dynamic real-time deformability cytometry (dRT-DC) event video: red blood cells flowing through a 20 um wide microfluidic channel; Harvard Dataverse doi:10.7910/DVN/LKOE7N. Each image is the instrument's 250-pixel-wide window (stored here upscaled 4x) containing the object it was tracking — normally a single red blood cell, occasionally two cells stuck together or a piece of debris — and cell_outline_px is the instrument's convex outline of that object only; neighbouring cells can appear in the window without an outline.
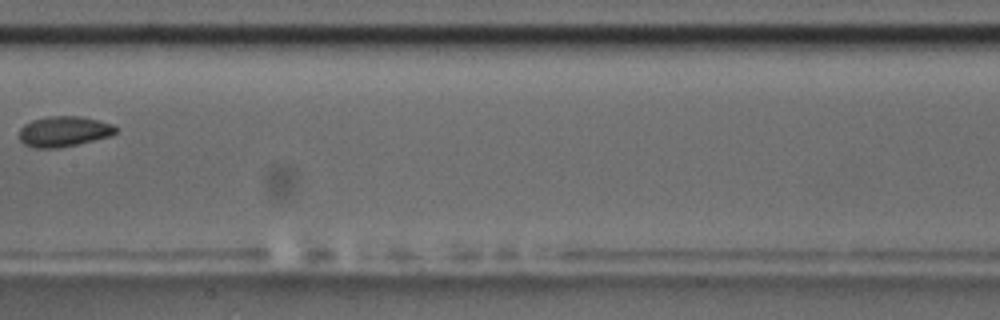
{"species": "common noctule bat (a hibernating species)", "species_latin": "Nyctalus noctula", "temperature_condition": "room temperature", "stored_images_in_passage": 5, "camera_frame_rate_fps": 3000, "um_per_image_px": 0.085, "animal": {"sex": "male", "body_mass_g": 17.5, "forearm_length_mm": 52.3}, "frame": {"image": 1, "passage_image": 4, "time_ms": 3.667, "image_size_px": [1000, 320], "cell_outline_px": [[116, 132], [112, 136], [60, 148], [36, 148], [24, 144], [20, 140], [20, 128], [24, 124], [32, 120], [48, 116], [80, 116], [112, 124], [116, 128]], "centroid_in_image_um": [5.41, 11.18], "position_along_channel_um": 202.0, "area_um2": 17.11}}
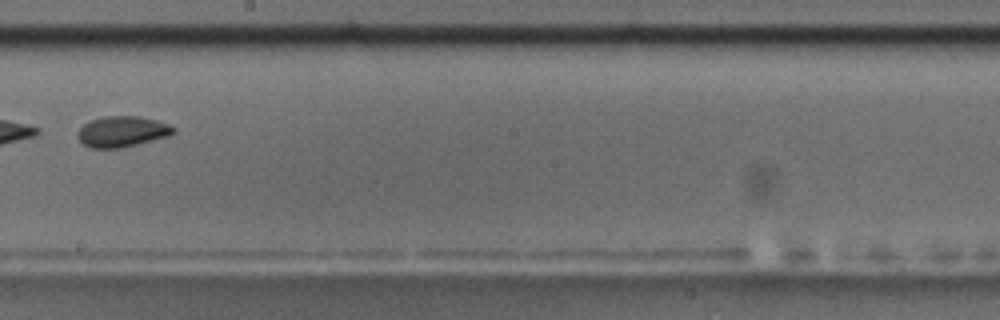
{"frame": {"image": 2, "passage_image": 5, "time_ms": 4.667, "image_size_px": [1000, 320], "cell_outline_px": [[176, 132], [168, 136], [120, 148], [92, 148], [84, 144], [76, 136], [76, 132], [88, 120], [104, 116], [140, 116], [156, 120], [168, 124], [176, 128]], "centroid_in_image_um": [10.36, 11.17], "position_along_channel_um": 237.8, "area_um2": 17.22}}